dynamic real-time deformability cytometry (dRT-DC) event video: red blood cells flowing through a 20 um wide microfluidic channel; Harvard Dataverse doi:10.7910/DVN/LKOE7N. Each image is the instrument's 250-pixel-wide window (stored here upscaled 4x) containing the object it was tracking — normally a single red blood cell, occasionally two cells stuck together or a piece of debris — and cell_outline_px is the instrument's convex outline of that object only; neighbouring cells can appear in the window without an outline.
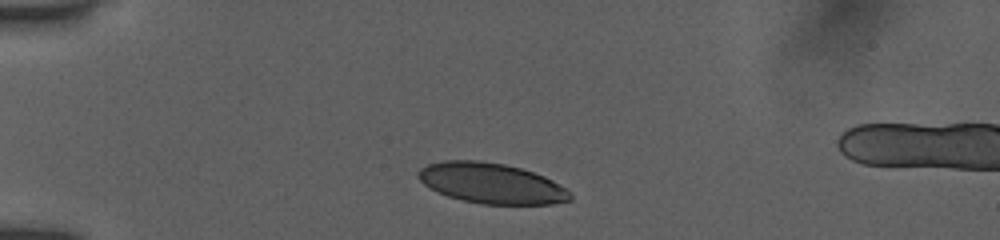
{"species": "human", "species_latin": "Homo sapiens", "temperature_condition": "room temperature", "stored_images_in_passage": 31, "camera_frame_rate_fps": 3000, "um_per_image_px": 0.085, "donor": {"sex": "female"}, "frame": {"image": 1, "passage_image": 1, "time_ms": 0.0, "image_size_px": [1000, 240], "cell_outline_px": [[572, 200], [552, 204], [480, 204], [448, 196], [424, 184], [416, 176], [416, 172], [420, 168], [428, 164], [444, 160], [476, 160], [504, 164], [520, 168], [544, 176], [552, 180], [564, 188], [572, 196]], "centroid_in_image_um": [41.75, 15.57], "position_along_channel_um": 43.3, "area_um2": 35.55}}
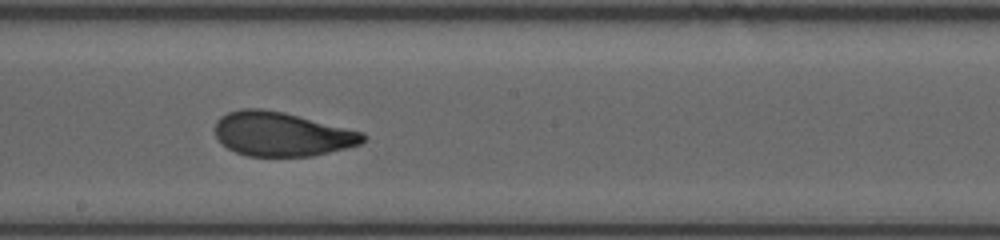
{"frame": {"image": 2, "passage_image": 17, "time_ms": 5.333, "image_size_px": [1000, 240], "cell_outline_px": [[364, 140], [360, 144], [312, 156], [248, 156], [236, 152], [220, 144], [216, 140], [216, 120], [220, 116], [228, 112], [244, 108], [260, 108], [284, 112], [364, 132]], "centroid_in_image_um": [23.9, 11.39], "position_along_channel_um": 224.3, "area_um2": 38.03}}
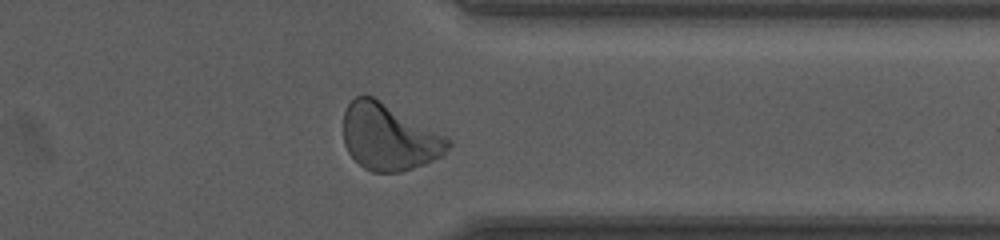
{"frame": {"image": 3, "passage_image": 28, "time_ms": 9.0, "image_size_px": [1000, 240], "cell_outline_px": [[452, 144], [444, 156], [424, 164], [400, 172], [372, 172], [364, 168], [348, 152], [344, 144], [344, 112], [348, 104], [356, 96], [372, 96], [452, 140]], "centroid_in_image_um": [33.07, 11.68], "position_along_channel_um": 378.3, "area_um2": 40.11}, "authors_computed_cell_mechanics": {"area_um2": 38.0324, "velocity_mm_per_s": 3.9232, "shape_relaxation_time_tau1_ms": 4.2877, "shape_relaxation_time_tau2_ms": 0.9361, "deformation_change_tau1": 0.1712, "deformation_change_tau2": 0.0719}}